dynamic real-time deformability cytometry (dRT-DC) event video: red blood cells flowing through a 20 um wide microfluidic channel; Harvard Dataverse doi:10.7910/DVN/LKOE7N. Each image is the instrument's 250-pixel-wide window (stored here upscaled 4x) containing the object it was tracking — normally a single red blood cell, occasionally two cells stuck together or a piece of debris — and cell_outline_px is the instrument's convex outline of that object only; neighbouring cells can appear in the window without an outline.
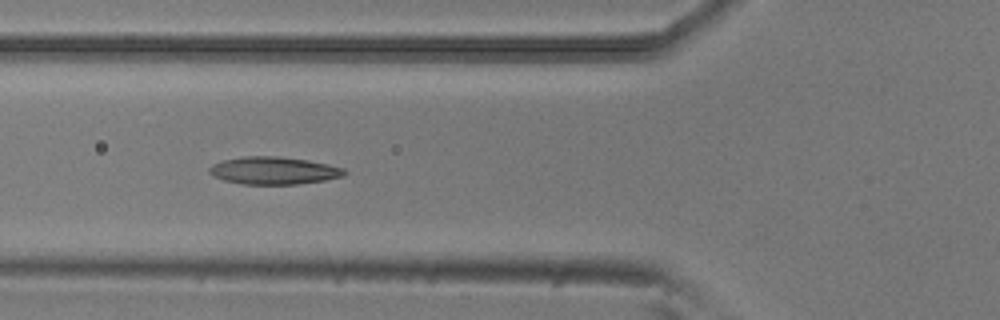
{"species": "common noctule bat (a hibernating species)", "species_latin": "Nyctalus noctula", "temperature_condition": "room temperature", "stored_images_in_passage": 5, "camera_frame_rate_fps": 3000, "um_per_image_px": 0.085, "animal": {"sex": "male", "body_mass_g": 20.5, "forearm_length_mm": 52.5}, "frame": {"image": 1, "passage_image": 5, "time_ms": 1.333, "image_size_px": [1000, 320], "cell_outline_px": [[348, 172], [344, 176], [324, 180], [296, 184], [240, 184], [224, 180], [212, 176], [208, 172], [208, 168], [212, 164], [224, 160], [244, 156], [276, 156], [308, 160], [328, 164], [344, 168]], "centroid_in_image_um": [23.25, 14.5], "position_along_channel_um": 102.5, "area_um2": 21.73}}